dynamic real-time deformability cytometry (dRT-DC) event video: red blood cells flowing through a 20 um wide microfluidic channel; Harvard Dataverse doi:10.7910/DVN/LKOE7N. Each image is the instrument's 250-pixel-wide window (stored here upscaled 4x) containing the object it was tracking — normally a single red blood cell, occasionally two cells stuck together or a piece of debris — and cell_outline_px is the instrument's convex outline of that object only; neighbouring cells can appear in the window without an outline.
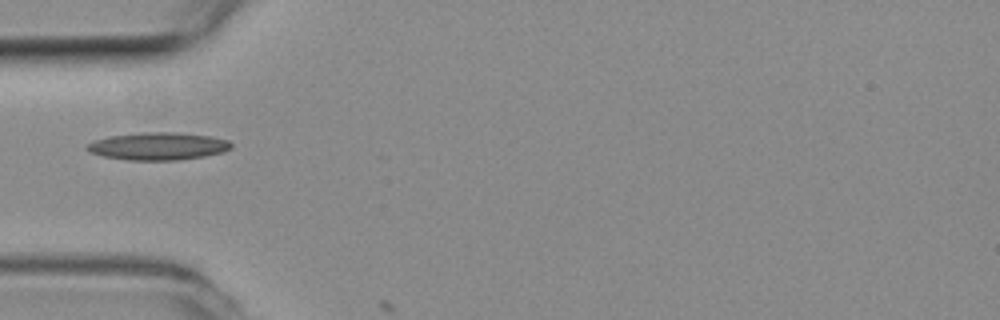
{"species": "common noctule bat (a hibernating species)", "species_latin": "Nyctalus noctula", "temperature_condition": "room temperature", "stored_images_in_passage": 2, "camera_frame_rate_fps": 3000, "um_per_image_px": 0.085, "animal": {"sex": "female", "body_mass_g": 19.3, "forearm_length_mm": 54.1}, "frame": {"image": 1, "passage_image": 1, "time_ms": 0.0, "image_size_px": [1000, 320], "cell_outline_px": [[232, 148], [224, 152], [204, 156], [176, 160], [128, 160], [104, 156], [88, 152], [84, 148], [88, 144], [96, 140], [112, 136], [144, 132], [172, 132], [212, 136], [228, 140], [232, 144]], "centroid_in_image_um": [13.46, 12.43], "position_along_channel_um": 71.5, "area_um2": 23.06}}